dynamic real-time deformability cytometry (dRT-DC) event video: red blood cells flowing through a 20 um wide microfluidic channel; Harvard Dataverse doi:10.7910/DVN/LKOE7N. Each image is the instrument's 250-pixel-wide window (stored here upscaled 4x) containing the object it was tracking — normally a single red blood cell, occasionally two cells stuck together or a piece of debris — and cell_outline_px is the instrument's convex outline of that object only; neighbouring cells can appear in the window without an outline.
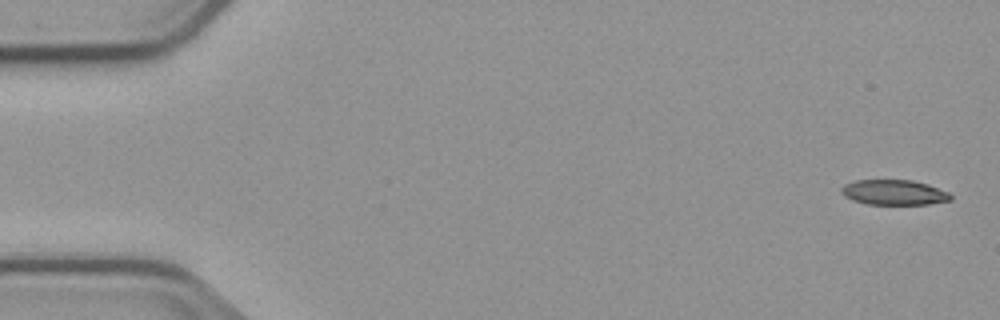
{"species": "common noctule bat (a hibernating species)", "species_latin": "Nyctalus noctula", "temperature_condition": "cold", "stored_images_in_passage": 5, "camera_frame_rate_fps": 3000, "um_per_image_px": 0.085, "animal": {"sex": "male", "body_mass_g": 23.1, "forearm_length_mm": 52.7}, "frame": {"image": 1, "passage_image": 1, "time_ms": 0.0, "image_size_px": [1000, 320], "cell_outline_px": [[952, 200], [928, 204], [868, 204], [852, 200], [844, 196], [840, 192], [840, 188], [844, 184], [856, 180], [912, 180], [928, 184], [948, 192], [952, 196]], "centroid_in_image_um": [75.97, 16.35], "position_along_channel_um": 9.0, "area_um2": 16.07}}
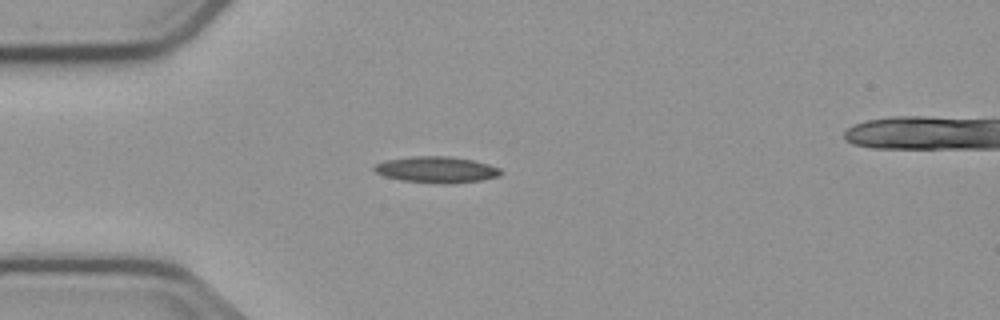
{"frame": {"image": 2, "passage_image": 4, "time_ms": 4.333, "image_size_px": [1000, 320], "cell_outline_px": [[504, 172], [500, 176], [480, 180], [452, 184], [440, 184], [400, 180], [384, 176], [376, 172], [372, 168], [376, 164], [384, 160], [412, 156], [452, 156], [472, 160], [488, 164], [500, 168]], "centroid_in_image_um": [37.11, 14.42], "position_along_channel_um": 47.9, "area_um2": 19.59}}